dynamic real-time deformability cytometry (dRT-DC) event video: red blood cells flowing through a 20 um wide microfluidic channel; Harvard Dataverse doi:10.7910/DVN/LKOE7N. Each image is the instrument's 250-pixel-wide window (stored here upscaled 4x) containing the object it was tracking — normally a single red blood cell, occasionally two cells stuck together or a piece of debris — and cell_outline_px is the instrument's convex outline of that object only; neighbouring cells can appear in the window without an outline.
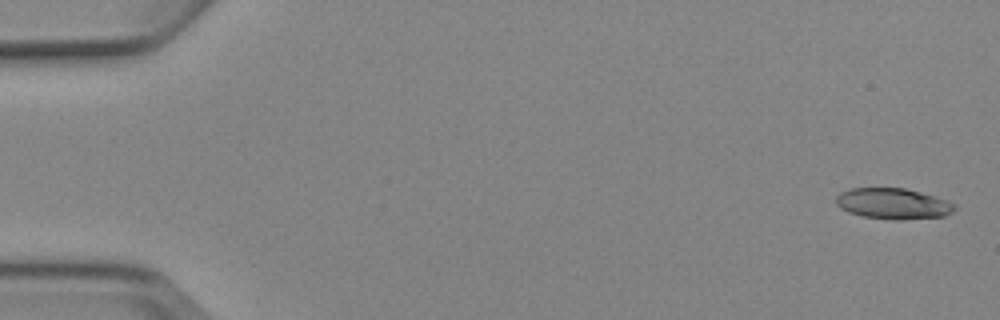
{"species": "Egyptian fruit bat (a non-hibernating species)", "species_latin": "Rousettus aegyptiacus", "temperature_condition": "cold", "stored_images_in_passage": 5, "camera_frame_rate_fps": 3000, "um_per_image_px": 0.085, "animal": {"sex": "female"}, "frame": {"image": 1, "passage_image": 1, "time_ms": 0.0, "image_size_px": [1000, 320], "cell_outline_px": [[956, 208], [952, 212], [944, 216], [900, 220], [892, 220], [860, 216], [848, 212], [840, 208], [836, 204], [836, 196], [840, 192], [852, 188], [904, 188], [936, 196], [948, 200], [956, 204]], "centroid_in_image_um": [75.91, 17.31], "position_along_channel_um": 9.1, "area_um2": 21.56}}
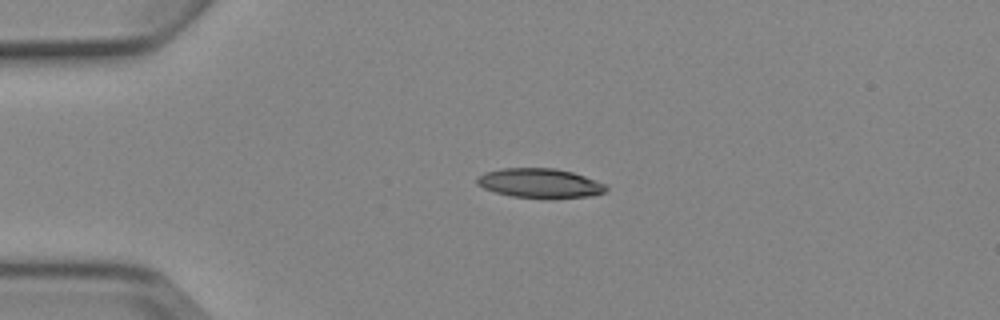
{"frame": {"image": 2, "passage_image": 4, "time_ms": 3.667, "image_size_px": [1000, 320], "cell_outline_px": [[608, 188], [604, 192], [592, 196], [552, 200], [512, 196], [496, 192], [484, 188], [476, 184], [476, 176], [484, 172], [504, 168], [556, 168], [572, 172], [596, 180], [604, 184]], "centroid_in_image_um": [45.89, 15.59], "position_along_channel_um": 39.1, "area_um2": 22.6}}